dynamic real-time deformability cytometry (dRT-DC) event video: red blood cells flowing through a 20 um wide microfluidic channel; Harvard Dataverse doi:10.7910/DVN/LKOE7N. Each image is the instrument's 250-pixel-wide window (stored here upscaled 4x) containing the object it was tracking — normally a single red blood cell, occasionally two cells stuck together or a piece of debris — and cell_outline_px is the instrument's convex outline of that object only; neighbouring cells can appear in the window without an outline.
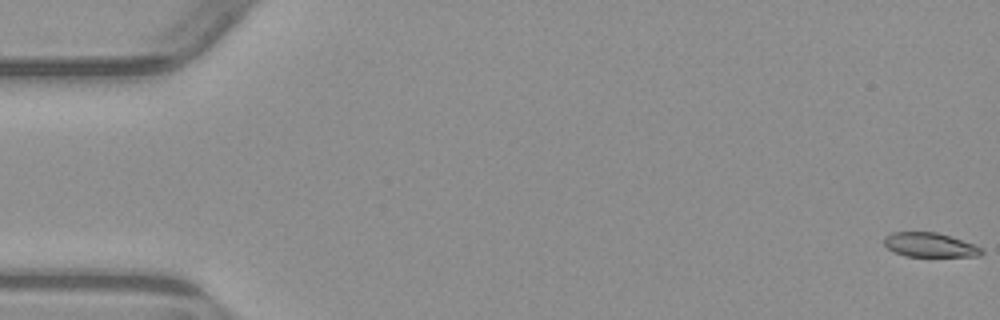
{"species": "common noctule bat (a hibernating species)", "species_latin": "Nyctalus noctula", "temperature_condition": "warm", "stored_images_in_passage": 6, "camera_frame_rate_fps": 3000, "um_per_image_px": 0.085, "animal": {"sex": "male", "body_mass_g": 23.1, "forearm_length_mm": 52.7}, "frame": {"image": 1, "passage_image": 1, "time_ms": 0.0, "image_size_px": [1000, 320], "cell_outline_px": [[984, 252], [980, 256], [904, 256], [892, 252], [884, 244], [884, 236], [892, 232], [936, 232], [984, 248]], "centroid_in_image_um": [79.0, 20.82], "position_along_channel_um": 6.0, "area_um2": 13.76}}
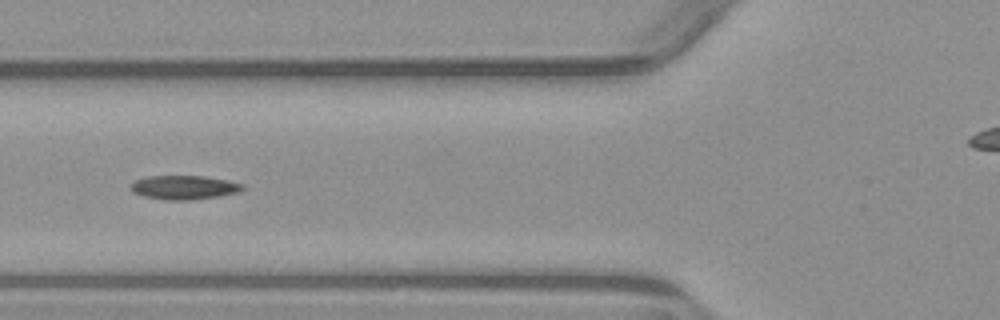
{"frame": {"image": 2, "passage_image": 6, "time_ms": 6.667, "image_size_px": [1000, 320], "cell_outline_px": [[244, 188], [236, 192], [220, 196], [188, 200], [164, 200], [144, 196], [132, 192], [128, 188], [136, 180], [148, 176], [204, 176], [228, 180], [244, 184]], "centroid_in_image_um": [15.62, 15.93], "position_along_channel_um": 110.2, "area_um2": 15.61}}